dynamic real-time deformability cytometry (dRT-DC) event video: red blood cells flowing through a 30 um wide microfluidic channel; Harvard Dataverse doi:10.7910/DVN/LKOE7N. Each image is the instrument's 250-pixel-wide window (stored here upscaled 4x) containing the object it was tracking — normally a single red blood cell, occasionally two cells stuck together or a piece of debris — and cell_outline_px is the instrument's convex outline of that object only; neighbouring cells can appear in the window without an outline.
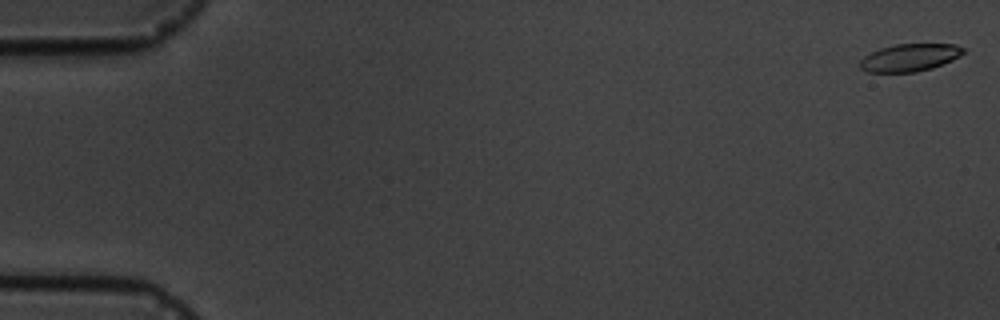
{"species": "common noctule bat (a hibernating species)", "species_latin": "Nyctalus noctula", "temperature_condition": "cold", "stored_images_in_passage": 12, "camera_frame_rate_fps": 3000, "um_per_image_px": 0.085, "animal": {"sex": "male", "body_mass_g": 19.5, "forearm_length_mm": 54.6}, "frame": {"image": 1, "passage_image": 1, "time_ms": 0.0, "image_size_px": [1000, 320], "cell_outline_px": [[964, 52], [960, 56], [952, 60], [932, 68], [916, 72], [868, 72], [860, 68], [860, 60], [864, 56], [880, 48], [896, 44], [956, 44], [964, 48]], "centroid_in_image_um": [77.33, 4.89], "position_along_channel_um": 7.7, "area_um2": 16.53}}
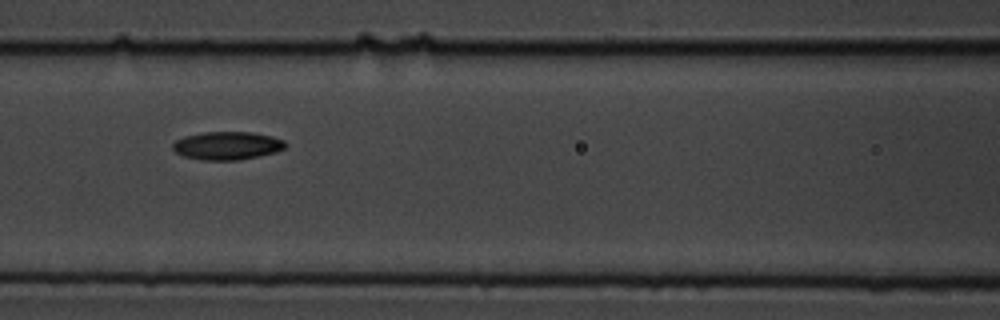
{"frame": {"image": 2, "passage_image": 8, "time_ms": 8.0, "image_size_px": [1000, 320], "cell_outline_px": [[288, 144], [284, 148], [276, 152], [236, 160], [200, 160], [184, 156], [176, 152], [172, 148], [172, 144], [176, 140], [184, 136], [204, 132], [252, 132], [272, 136], [284, 140]], "centroid_in_image_um": [19.31, 12.37], "position_along_channel_um": 147.3, "area_um2": 18.44}}
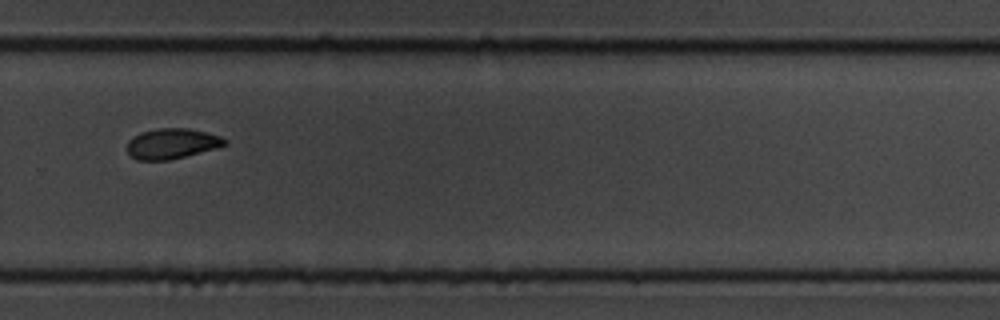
{"frame": {"image": 3, "passage_image": 12, "time_ms": 12.667, "image_size_px": [1000, 320], "cell_outline_px": [[228, 144], [216, 148], [168, 160], [136, 160], [128, 156], [128, 140], [132, 136], [140, 132], [156, 128], [188, 128], [220, 136], [228, 140]], "centroid_in_image_um": [14.57, 12.2], "position_along_channel_um": 315.2, "area_um2": 17.34}}